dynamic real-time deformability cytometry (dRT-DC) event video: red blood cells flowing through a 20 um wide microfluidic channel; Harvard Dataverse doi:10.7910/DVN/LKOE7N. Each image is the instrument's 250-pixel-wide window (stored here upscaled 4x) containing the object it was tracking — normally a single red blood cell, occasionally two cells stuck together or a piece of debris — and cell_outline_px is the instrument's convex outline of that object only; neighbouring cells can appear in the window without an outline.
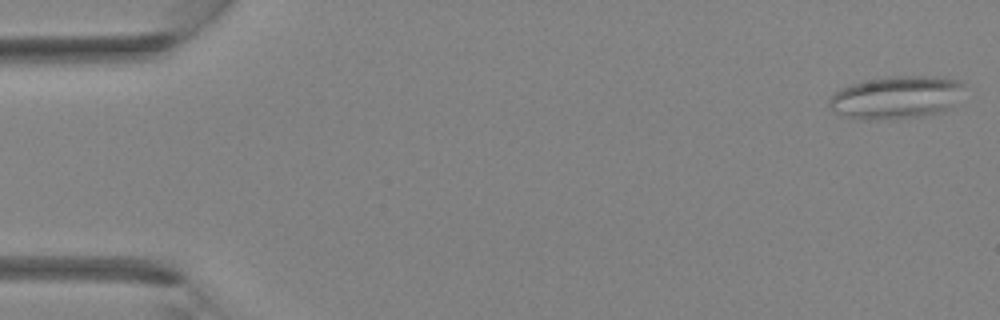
{"species": "Egyptian fruit bat (a non-hibernating species)", "species_latin": "Rousettus aegyptiacus", "temperature_condition": "room temperature", "stored_images_in_passage": 37, "camera_frame_rate_fps": 3000, "um_per_image_px": 0.085, "animal": {"sex": "female"}, "frame": {"image": 1, "passage_image": 1, "time_ms": 0.0, "image_size_px": [1000, 320], "cell_outline_px": [[964, 84], [952, 108], [944, 112], [924, 116], [896, 120], [876, 120], [848, 116], [832, 112], [828, 104], [828, 100], [840, 88], [864, 80], [888, 76], [944, 76], [960, 80]], "centroid_in_image_um": [76.21, 8.28], "position_along_channel_um": 8.8, "area_um2": 34.16}}
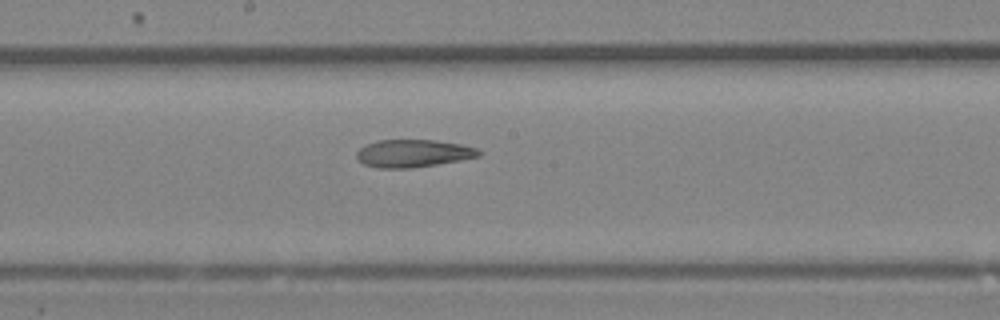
{"frame": {"image": 2, "passage_image": 20, "time_ms": 6.333, "image_size_px": [1000, 320], "cell_outline_px": [[484, 152], [480, 156], [460, 160], [412, 168], [376, 168], [364, 164], [356, 156], [356, 152], [360, 148], [376, 140], [436, 140], [460, 144], [476, 148]], "centroid_in_image_um": [35.13, 13.03], "position_along_channel_um": 213.1, "area_um2": 19.65}}
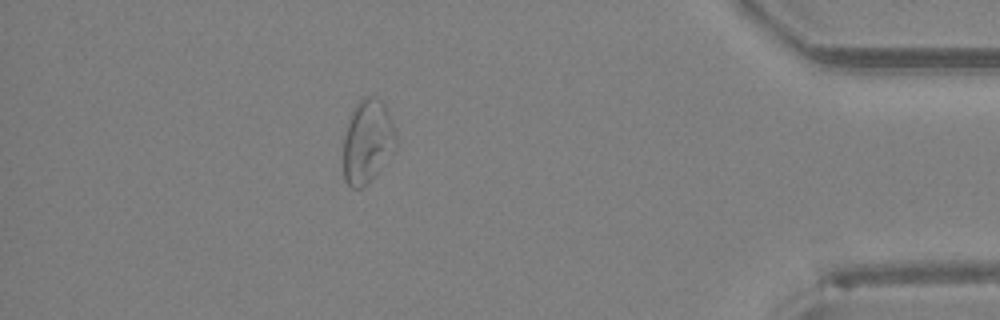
{"frame": {"image": 3, "passage_image": 33, "time_ms": 10.667, "image_size_px": [1000, 320], "cell_outline_px": [[396, 148], [364, 188], [352, 188], [344, 180], [344, 136], [352, 108], [364, 96], [376, 96], [384, 104], [392, 120], [396, 136]], "centroid_in_image_um": [31.23, 12.01], "position_along_channel_um": 404.0, "area_um2": 25.61}}